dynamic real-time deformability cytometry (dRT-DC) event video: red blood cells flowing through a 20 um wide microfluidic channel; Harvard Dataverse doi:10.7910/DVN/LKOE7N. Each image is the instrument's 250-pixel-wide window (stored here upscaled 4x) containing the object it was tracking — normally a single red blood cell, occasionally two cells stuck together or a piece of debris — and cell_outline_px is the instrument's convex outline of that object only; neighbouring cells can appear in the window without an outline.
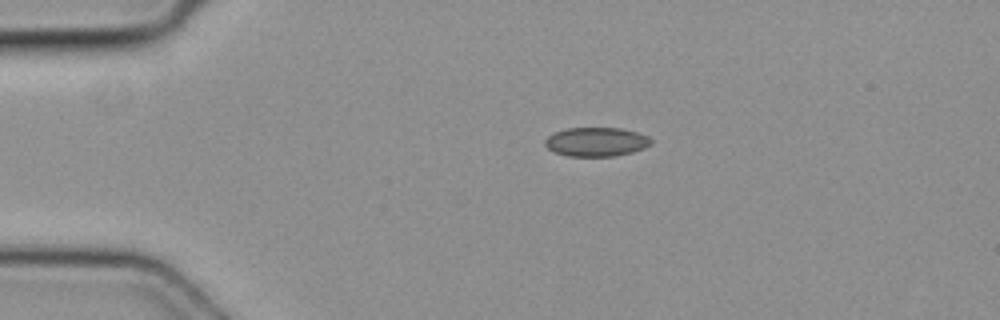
{"species": "common noctule bat (a hibernating species)", "species_latin": "Nyctalus noctula", "temperature_condition": "cold", "stored_images_in_passage": 3, "camera_frame_rate_fps": 3000, "um_per_image_px": 0.085, "animal": {"sex": "female", "body_mass_g": 19.3, "forearm_length_mm": 54.1}, "frame": {"image": 1, "passage_image": 1, "time_ms": 0.0, "image_size_px": [1000, 320], "cell_outline_px": [[652, 144], [644, 148], [632, 152], [612, 156], [568, 156], [556, 152], [548, 148], [544, 144], [544, 140], [552, 132], [568, 128], [620, 128], [636, 132], [648, 136], [652, 140]], "centroid_in_image_um": [50.67, 12.05], "position_along_channel_um": 34.3, "area_um2": 17.92}}